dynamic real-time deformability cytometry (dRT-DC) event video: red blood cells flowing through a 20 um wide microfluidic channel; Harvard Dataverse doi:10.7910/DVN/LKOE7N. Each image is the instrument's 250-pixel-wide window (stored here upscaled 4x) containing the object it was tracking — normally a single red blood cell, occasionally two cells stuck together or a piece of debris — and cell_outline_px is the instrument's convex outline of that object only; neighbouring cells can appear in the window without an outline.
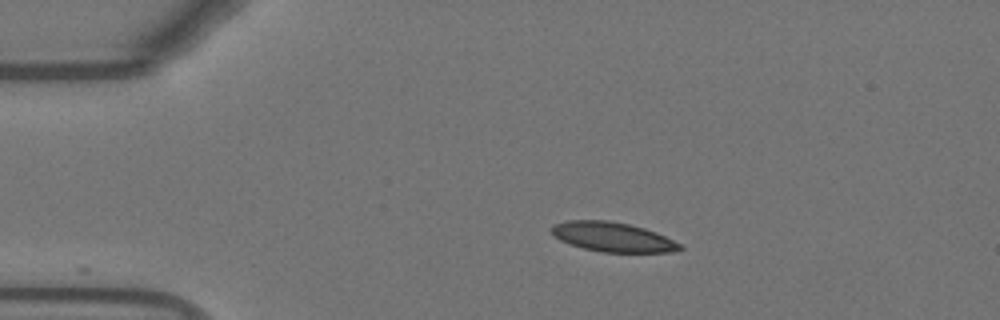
{"species": "Egyptian fruit bat (a non-hibernating species)", "species_latin": "Rousettus aegyptiacus", "temperature_condition": "warm", "stored_images_in_passage": 22, "camera_frame_rate_fps": 3000, "um_per_image_px": 0.085, "animal": {"sex": "female"}, "frame": {"image": 1, "passage_image": 1, "time_ms": 0.0, "image_size_px": [1000, 320], "cell_outline_px": [[684, 248], [668, 252], [600, 252], [584, 248], [560, 240], [548, 228], [552, 224], [568, 220], [608, 220], [628, 224], [644, 228], [656, 232], [680, 244]], "centroid_in_image_um": [52.04, 20.13], "position_along_channel_um": 33.0, "area_um2": 21.91}}
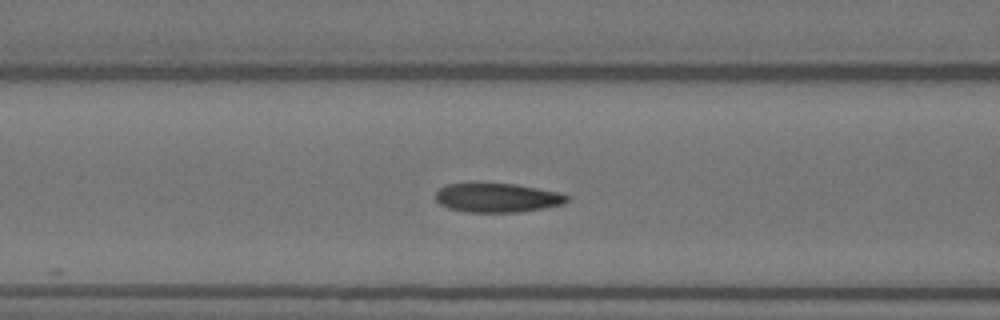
{"frame": {"image": 2, "passage_image": 12, "time_ms": 3.667, "image_size_px": [1000, 320], "cell_outline_px": [[568, 200], [564, 204], [544, 208], [520, 212], [468, 212], [448, 208], [440, 204], [436, 200], [436, 192], [440, 188], [448, 184], [516, 184], [560, 192], [568, 196]], "centroid_in_image_um": [42.3, 16.82], "position_along_channel_um": 124.3, "area_um2": 22.14}}
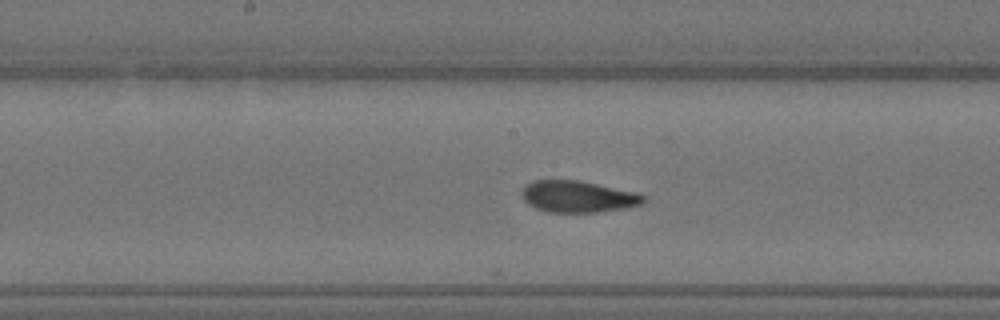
{"frame": {"image": 3, "passage_image": 18, "time_ms": 5.667, "image_size_px": [1000, 320], "cell_outline_px": [[644, 200], [640, 204], [624, 208], [600, 212], [548, 212], [536, 208], [528, 204], [524, 200], [524, 188], [532, 180], [576, 180], [636, 192], [644, 196]], "centroid_in_image_um": [49.12, 16.71], "position_along_channel_um": 199.1, "area_um2": 21.96}}